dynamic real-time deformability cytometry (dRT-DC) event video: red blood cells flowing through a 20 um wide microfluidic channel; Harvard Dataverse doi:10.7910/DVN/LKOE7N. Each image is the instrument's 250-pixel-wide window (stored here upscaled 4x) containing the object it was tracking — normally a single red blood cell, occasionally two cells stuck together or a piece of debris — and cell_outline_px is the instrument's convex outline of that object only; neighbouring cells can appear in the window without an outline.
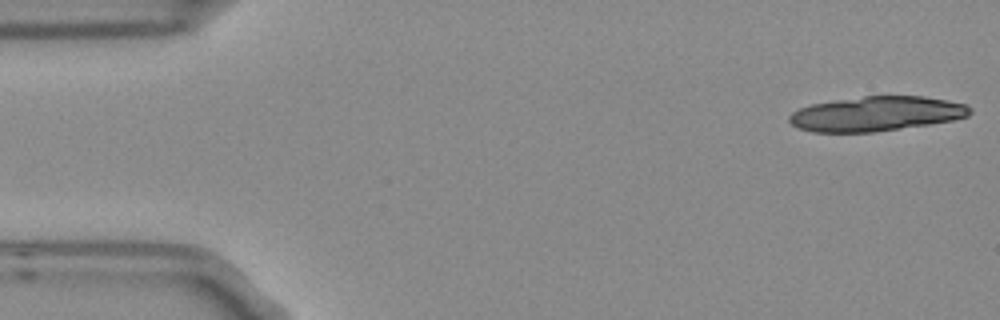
{"species": "Egyptian fruit bat (a non-hibernating species)", "species_latin": "Rousettus aegyptiacus", "temperature_condition": "room temperature", "stored_images_in_passage": 6, "camera_frame_rate_fps": 3000, "um_per_image_px": 0.085, "frame": {"image": 1, "passage_image": 1, "time_ms": 0.0, "image_size_px": [1000, 320], "cell_outline_px": [[972, 112], [968, 116], [952, 120], [928, 124], [872, 132], [812, 132], [796, 128], [788, 120], [788, 116], [792, 112], [800, 108], [812, 104], [836, 100], [864, 96], [924, 96], [948, 100], [968, 104], [972, 108]], "centroid_in_image_um": [74.49, 9.67], "position_along_channel_um": 10.5, "area_um2": 36.53}}